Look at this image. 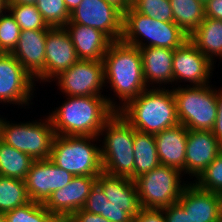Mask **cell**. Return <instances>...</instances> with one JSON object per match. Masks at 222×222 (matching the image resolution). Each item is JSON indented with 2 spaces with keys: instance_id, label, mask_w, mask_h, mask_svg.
Segmentation results:
<instances>
[{
  "instance_id": "6da1fadb",
  "label": "cell",
  "mask_w": 222,
  "mask_h": 222,
  "mask_svg": "<svg viewBox=\"0 0 222 222\" xmlns=\"http://www.w3.org/2000/svg\"><path fill=\"white\" fill-rule=\"evenodd\" d=\"M67 97L62 106L48 115L59 136L99 137L105 122L118 112L115 99L107 96Z\"/></svg>"
},
{
  "instance_id": "7a4b0ae2",
  "label": "cell",
  "mask_w": 222,
  "mask_h": 222,
  "mask_svg": "<svg viewBox=\"0 0 222 222\" xmlns=\"http://www.w3.org/2000/svg\"><path fill=\"white\" fill-rule=\"evenodd\" d=\"M104 82L119 98L118 111L148 89L143 77L142 56L138 47L122 40L112 41L103 57Z\"/></svg>"
},
{
  "instance_id": "3957f363",
  "label": "cell",
  "mask_w": 222,
  "mask_h": 222,
  "mask_svg": "<svg viewBox=\"0 0 222 222\" xmlns=\"http://www.w3.org/2000/svg\"><path fill=\"white\" fill-rule=\"evenodd\" d=\"M118 113L135 130L156 134L179 124L172 89L148 88L129 101Z\"/></svg>"
},
{
  "instance_id": "277c9868",
  "label": "cell",
  "mask_w": 222,
  "mask_h": 222,
  "mask_svg": "<svg viewBox=\"0 0 222 222\" xmlns=\"http://www.w3.org/2000/svg\"><path fill=\"white\" fill-rule=\"evenodd\" d=\"M134 132L118 112L105 122L99 134L105 135L100 147L104 173L134 180Z\"/></svg>"
},
{
  "instance_id": "5b68a950",
  "label": "cell",
  "mask_w": 222,
  "mask_h": 222,
  "mask_svg": "<svg viewBox=\"0 0 222 222\" xmlns=\"http://www.w3.org/2000/svg\"><path fill=\"white\" fill-rule=\"evenodd\" d=\"M121 40L138 48L162 47L174 50L189 40V36L174 22L155 20L130 7L123 14Z\"/></svg>"
},
{
  "instance_id": "8992f818",
  "label": "cell",
  "mask_w": 222,
  "mask_h": 222,
  "mask_svg": "<svg viewBox=\"0 0 222 222\" xmlns=\"http://www.w3.org/2000/svg\"><path fill=\"white\" fill-rule=\"evenodd\" d=\"M99 138L55 135L49 160L73 176L98 177L103 172L101 150L93 142Z\"/></svg>"
},
{
  "instance_id": "52a82bcc",
  "label": "cell",
  "mask_w": 222,
  "mask_h": 222,
  "mask_svg": "<svg viewBox=\"0 0 222 222\" xmlns=\"http://www.w3.org/2000/svg\"><path fill=\"white\" fill-rule=\"evenodd\" d=\"M177 117L188 130H212L217 119V89L212 85L172 88Z\"/></svg>"
},
{
  "instance_id": "ba28073f",
  "label": "cell",
  "mask_w": 222,
  "mask_h": 222,
  "mask_svg": "<svg viewBox=\"0 0 222 222\" xmlns=\"http://www.w3.org/2000/svg\"><path fill=\"white\" fill-rule=\"evenodd\" d=\"M42 121L10 123L0 119V140L26 153L33 160H47L50 157L55 131L48 116Z\"/></svg>"
},
{
  "instance_id": "9c48e42d",
  "label": "cell",
  "mask_w": 222,
  "mask_h": 222,
  "mask_svg": "<svg viewBox=\"0 0 222 222\" xmlns=\"http://www.w3.org/2000/svg\"><path fill=\"white\" fill-rule=\"evenodd\" d=\"M181 174L179 169L160 165L134 179L140 207L163 209L177 203L187 185Z\"/></svg>"
},
{
  "instance_id": "30bf717a",
  "label": "cell",
  "mask_w": 222,
  "mask_h": 222,
  "mask_svg": "<svg viewBox=\"0 0 222 222\" xmlns=\"http://www.w3.org/2000/svg\"><path fill=\"white\" fill-rule=\"evenodd\" d=\"M53 80L66 96H103L100 91L106 86L103 61L78 60Z\"/></svg>"
},
{
  "instance_id": "8fae6325",
  "label": "cell",
  "mask_w": 222,
  "mask_h": 222,
  "mask_svg": "<svg viewBox=\"0 0 222 222\" xmlns=\"http://www.w3.org/2000/svg\"><path fill=\"white\" fill-rule=\"evenodd\" d=\"M69 22L93 27L111 41H119L123 34V13L105 0H82L70 12Z\"/></svg>"
},
{
  "instance_id": "7c38bea8",
  "label": "cell",
  "mask_w": 222,
  "mask_h": 222,
  "mask_svg": "<svg viewBox=\"0 0 222 222\" xmlns=\"http://www.w3.org/2000/svg\"><path fill=\"white\" fill-rule=\"evenodd\" d=\"M34 83L32 76L11 53H0V103L29 106Z\"/></svg>"
},
{
  "instance_id": "4fadbf2b",
  "label": "cell",
  "mask_w": 222,
  "mask_h": 222,
  "mask_svg": "<svg viewBox=\"0 0 222 222\" xmlns=\"http://www.w3.org/2000/svg\"><path fill=\"white\" fill-rule=\"evenodd\" d=\"M74 176L49 159L34 160L25 179L30 201L44 204L51 194L70 183Z\"/></svg>"
},
{
  "instance_id": "5bb4252c",
  "label": "cell",
  "mask_w": 222,
  "mask_h": 222,
  "mask_svg": "<svg viewBox=\"0 0 222 222\" xmlns=\"http://www.w3.org/2000/svg\"><path fill=\"white\" fill-rule=\"evenodd\" d=\"M215 65L198 48L187 40L173 53V82H189L190 85H208Z\"/></svg>"
},
{
  "instance_id": "9a60e30c",
  "label": "cell",
  "mask_w": 222,
  "mask_h": 222,
  "mask_svg": "<svg viewBox=\"0 0 222 222\" xmlns=\"http://www.w3.org/2000/svg\"><path fill=\"white\" fill-rule=\"evenodd\" d=\"M48 30H21L16 48L11 53L37 81L46 82L45 43Z\"/></svg>"
},
{
  "instance_id": "2e32d148",
  "label": "cell",
  "mask_w": 222,
  "mask_h": 222,
  "mask_svg": "<svg viewBox=\"0 0 222 222\" xmlns=\"http://www.w3.org/2000/svg\"><path fill=\"white\" fill-rule=\"evenodd\" d=\"M221 151L222 146L212 131L189 130L185 155V174L197 178Z\"/></svg>"
},
{
  "instance_id": "e0dca14e",
  "label": "cell",
  "mask_w": 222,
  "mask_h": 222,
  "mask_svg": "<svg viewBox=\"0 0 222 222\" xmlns=\"http://www.w3.org/2000/svg\"><path fill=\"white\" fill-rule=\"evenodd\" d=\"M45 49L46 82L53 81L56 76L79 60L70 35L64 27L48 30Z\"/></svg>"
},
{
  "instance_id": "ac0fdd59",
  "label": "cell",
  "mask_w": 222,
  "mask_h": 222,
  "mask_svg": "<svg viewBox=\"0 0 222 222\" xmlns=\"http://www.w3.org/2000/svg\"><path fill=\"white\" fill-rule=\"evenodd\" d=\"M97 177L74 176L70 183L55 190L43 204L51 214L73 215L82 209Z\"/></svg>"
},
{
  "instance_id": "d6986e66",
  "label": "cell",
  "mask_w": 222,
  "mask_h": 222,
  "mask_svg": "<svg viewBox=\"0 0 222 222\" xmlns=\"http://www.w3.org/2000/svg\"><path fill=\"white\" fill-rule=\"evenodd\" d=\"M177 203L194 222H217L222 195L198 188L191 181L183 189Z\"/></svg>"
},
{
  "instance_id": "ffe728a7",
  "label": "cell",
  "mask_w": 222,
  "mask_h": 222,
  "mask_svg": "<svg viewBox=\"0 0 222 222\" xmlns=\"http://www.w3.org/2000/svg\"><path fill=\"white\" fill-rule=\"evenodd\" d=\"M188 129L183 124L154 134L161 165L179 169L185 174V155Z\"/></svg>"
},
{
  "instance_id": "44dd1931",
  "label": "cell",
  "mask_w": 222,
  "mask_h": 222,
  "mask_svg": "<svg viewBox=\"0 0 222 222\" xmlns=\"http://www.w3.org/2000/svg\"><path fill=\"white\" fill-rule=\"evenodd\" d=\"M64 28L70 35L79 60H103L112 42L103 32L72 22H68Z\"/></svg>"
},
{
  "instance_id": "7402d4cb",
  "label": "cell",
  "mask_w": 222,
  "mask_h": 222,
  "mask_svg": "<svg viewBox=\"0 0 222 222\" xmlns=\"http://www.w3.org/2000/svg\"><path fill=\"white\" fill-rule=\"evenodd\" d=\"M142 56L143 77L147 87L160 88L162 84L173 82L174 50L162 47L139 48ZM150 84V85H149ZM159 84V87H155Z\"/></svg>"
},
{
  "instance_id": "603a6c76",
  "label": "cell",
  "mask_w": 222,
  "mask_h": 222,
  "mask_svg": "<svg viewBox=\"0 0 222 222\" xmlns=\"http://www.w3.org/2000/svg\"><path fill=\"white\" fill-rule=\"evenodd\" d=\"M96 183L102 188L112 205L140 207L134 180L102 172L97 177Z\"/></svg>"
},
{
  "instance_id": "cb8c5ba5",
  "label": "cell",
  "mask_w": 222,
  "mask_h": 222,
  "mask_svg": "<svg viewBox=\"0 0 222 222\" xmlns=\"http://www.w3.org/2000/svg\"><path fill=\"white\" fill-rule=\"evenodd\" d=\"M189 40L214 64L222 58V20L205 17Z\"/></svg>"
},
{
  "instance_id": "d4e9b609",
  "label": "cell",
  "mask_w": 222,
  "mask_h": 222,
  "mask_svg": "<svg viewBox=\"0 0 222 222\" xmlns=\"http://www.w3.org/2000/svg\"><path fill=\"white\" fill-rule=\"evenodd\" d=\"M161 165L154 134L134 132V179Z\"/></svg>"
},
{
  "instance_id": "484cf974",
  "label": "cell",
  "mask_w": 222,
  "mask_h": 222,
  "mask_svg": "<svg viewBox=\"0 0 222 222\" xmlns=\"http://www.w3.org/2000/svg\"><path fill=\"white\" fill-rule=\"evenodd\" d=\"M173 22L190 35L205 19V6L199 0H169Z\"/></svg>"
},
{
  "instance_id": "4316f807",
  "label": "cell",
  "mask_w": 222,
  "mask_h": 222,
  "mask_svg": "<svg viewBox=\"0 0 222 222\" xmlns=\"http://www.w3.org/2000/svg\"><path fill=\"white\" fill-rule=\"evenodd\" d=\"M33 159L0 140V175L25 180Z\"/></svg>"
},
{
  "instance_id": "83f0119b",
  "label": "cell",
  "mask_w": 222,
  "mask_h": 222,
  "mask_svg": "<svg viewBox=\"0 0 222 222\" xmlns=\"http://www.w3.org/2000/svg\"><path fill=\"white\" fill-rule=\"evenodd\" d=\"M30 202L25 180L0 175V214Z\"/></svg>"
},
{
  "instance_id": "f1b7e54d",
  "label": "cell",
  "mask_w": 222,
  "mask_h": 222,
  "mask_svg": "<svg viewBox=\"0 0 222 222\" xmlns=\"http://www.w3.org/2000/svg\"><path fill=\"white\" fill-rule=\"evenodd\" d=\"M10 12L21 30H49L42 14L33 4H7Z\"/></svg>"
},
{
  "instance_id": "f546056e",
  "label": "cell",
  "mask_w": 222,
  "mask_h": 222,
  "mask_svg": "<svg viewBox=\"0 0 222 222\" xmlns=\"http://www.w3.org/2000/svg\"><path fill=\"white\" fill-rule=\"evenodd\" d=\"M36 7L49 27H64L70 19L64 0H37Z\"/></svg>"
},
{
  "instance_id": "4dcf8cb0",
  "label": "cell",
  "mask_w": 222,
  "mask_h": 222,
  "mask_svg": "<svg viewBox=\"0 0 222 222\" xmlns=\"http://www.w3.org/2000/svg\"><path fill=\"white\" fill-rule=\"evenodd\" d=\"M51 213L43 204L30 201L3 214L5 222H45Z\"/></svg>"
},
{
  "instance_id": "1f68e13d",
  "label": "cell",
  "mask_w": 222,
  "mask_h": 222,
  "mask_svg": "<svg viewBox=\"0 0 222 222\" xmlns=\"http://www.w3.org/2000/svg\"><path fill=\"white\" fill-rule=\"evenodd\" d=\"M131 7L155 20L173 22V12L169 0H134Z\"/></svg>"
},
{
  "instance_id": "d6a6232c",
  "label": "cell",
  "mask_w": 222,
  "mask_h": 222,
  "mask_svg": "<svg viewBox=\"0 0 222 222\" xmlns=\"http://www.w3.org/2000/svg\"><path fill=\"white\" fill-rule=\"evenodd\" d=\"M193 182L198 188L222 195V151Z\"/></svg>"
},
{
  "instance_id": "836d02e7",
  "label": "cell",
  "mask_w": 222,
  "mask_h": 222,
  "mask_svg": "<svg viewBox=\"0 0 222 222\" xmlns=\"http://www.w3.org/2000/svg\"><path fill=\"white\" fill-rule=\"evenodd\" d=\"M5 10L0 16V53H12L16 48L21 28L10 12Z\"/></svg>"
},
{
  "instance_id": "e575fe53",
  "label": "cell",
  "mask_w": 222,
  "mask_h": 222,
  "mask_svg": "<svg viewBox=\"0 0 222 222\" xmlns=\"http://www.w3.org/2000/svg\"><path fill=\"white\" fill-rule=\"evenodd\" d=\"M106 202H108V198L104 194L102 188L95 183L82 209L105 218Z\"/></svg>"
},
{
  "instance_id": "d590c367",
  "label": "cell",
  "mask_w": 222,
  "mask_h": 222,
  "mask_svg": "<svg viewBox=\"0 0 222 222\" xmlns=\"http://www.w3.org/2000/svg\"><path fill=\"white\" fill-rule=\"evenodd\" d=\"M141 207H127L112 205L106 202L105 219L110 222H133Z\"/></svg>"
},
{
  "instance_id": "8d00e7d4",
  "label": "cell",
  "mask_w": 222,
  "mask_h": 222,
  "mask_svg": "<svg viewBox=\"0 0 222 222\" xmlns=\"http://www.w3.org/2000/svg\"><path fill=\"white\" fill-rule=\"evenodd\" d=\"M165 216V222H194L189 213H185L184 209L174 203L162 209Z\"/></svg>"
},
{
  "instance_id": "74e56055",
  "label": "cell",
  "mask_w": 222,
  "mask_h": 222,
  "mask_svg": "<svg viewBox=\"0 0 222 222\" xmlns=\"http://www.w3.org/2000/svg\"><path fill=\"white\" fill-rule=\"evenodd\" d=\"M133 222H165L162 209L141 208Z\"/></svg>"
},
{
  "instance_id": "f35d334b",
  "label": "cell",
  "mask_w": 222,
  "mask_h": 222,
  "mask_svg": "<svg viewBox=\"0 0 222 222\" xmlns=\"http://www.w3.org/2000/svg\"><path fill=\"white\" fill-rule=\"evenodd\" d=\"M217 108L218 114L213 129L211 130L214 136L218 139L219 144L222 146V89L217 91Z\"/></svg>"
},
{
  "instance_id": "ab89813d",
  "label": "cell",
  "mask_w": 222,
  "mask_h": 222,
  "mask_svg": "<svg viewBox=\"0 0 222 222\" xmlns=\"http://www.w3.org/2000/svg\"><path fill=\"white\" fill-rule=\"evenodd\" d=\"M204 6L205 17L222 20V0H208Z\"/></svg>"
},
{
  "instance_id": "60d3db41",
  "label": "cell",
  "mask_w": 222,
  "mask_h": 222,
  "mask_svg": "<svg viewBox=\"0 0 222 222\" xmlns=\"http://www.w3.org/2000/svg\"><path fill=\"white\" fill-rule=\"evenodd\" d=\"M74 222H110L101 215L89 213L83 209L78 210L73 215Z\"/></svg>"
},
{
  "instance_id": "b9f144b4",
  "label": "cell",
  "mask_w": 222,
  "mask_h": 222,
  "mask_svg": "<svg viewBox=\"0 0 222 222\" xmlns=\"http://www.w3.org/2000/svg\"><path fill=\"white\" fill-rule=\"evenodd\" d=\"M45 222H74L72 215L51 214Z\"/></svg>"
},
{
  "instance_id": "7bdbcfd3",
  "label": "cell",
  "mask_w": 222,
  "mask_h": 222,
  "mask_svg": "<svg viewBox=\"0 0 222 222\" xmlns=\"http://www.w3.org/2000/svg\"><path fill=\"white\" fill-rule=\"evenodd\" d=\"M107 3L112 4L118 8L123 14L131 7L128 0H105Z\"/></svg>"
},
{
  "instance_id": "ee69618b",
  "label": "cell",
  "mask_w": 222,
  "mask_h": 222,
  "mask_svg": "<svg viewBox=\"0 0 222 222\" xmlns=\"http://www.w3.org/2000/svg\"><path fill=\"white\" fill-rule=\"evenodd\" d=\"M65 5L69 12L73 11L76 7L79 6V4L82 2V0H64Z\"/></svg>"
},
{
  "instance_id": "f6af8a7d",
  "label": "cell",
  "mask_w": 222,
  "mask_h": 222,
  "mask_svg": "<svg viewBox=\"0 0 222 222\" xmlns=\"http://www.w3.org/2000/svg\"><path fill=\"white\" fill-rule=\"evenodd\" d=\"M37 0H7V4H33L35 5Z\"/></svg>"
},
{
  "instance_id": "bcb514c9",
  "label": "cell",
  "mask_w": 222,
  "mask_h": 222,
  "mask_svg": "<svg viewBox=\"0 0 222 222\" xmlns=\"http://www.w3.org/2000/svg\"><path fill=\"white\" fill-rule=\"evenodd\" d=\"M5 10H7V0H0V16Z\"/></svg>"
},
{
  "instance_id": "7dc6e473",
  "label": "cell",
  "mask_w": 222,
  "mask_h": 222,
  "mask_svg": "<svg viewBox=\"0 0 222 222\" xmlns=\"http://www.w3.org/2000/svg\"><path fill=\"white\" fill-rule=\"evenodd\" d=\"M217 222H222V206L220 207L218 212Z\"/></svg>"
},
{
  "instance_id": "c3c4849f",
  "label": "cell",
  "mask_w": 222,
  "mask_h": 222,
  "mask_svg": "<svg viewBox=\"0 0 222 222\" xmlns=\"http://www.w3.org/2000/svg\"><path fill=\"white\" fill-rule=\"evenodd\" d=\"M0 222H5L3 218V214H0Z\"/></svg>"
},
{
  "instance_id": "681fc988",
  "label": "cell",
  "mask_w": 222,
  "mask_h": 222,
  "mask_svg": "<svg viewBox=\"0 0 222 222\" xmlns=\"http://www.w3.org/2000/svg\"><path fill=\"white\" fill-rule=\"evenodd\" d=\"M200 2H202L204 5L208 0H199Z\"/></svg>"
}]
</instances>
